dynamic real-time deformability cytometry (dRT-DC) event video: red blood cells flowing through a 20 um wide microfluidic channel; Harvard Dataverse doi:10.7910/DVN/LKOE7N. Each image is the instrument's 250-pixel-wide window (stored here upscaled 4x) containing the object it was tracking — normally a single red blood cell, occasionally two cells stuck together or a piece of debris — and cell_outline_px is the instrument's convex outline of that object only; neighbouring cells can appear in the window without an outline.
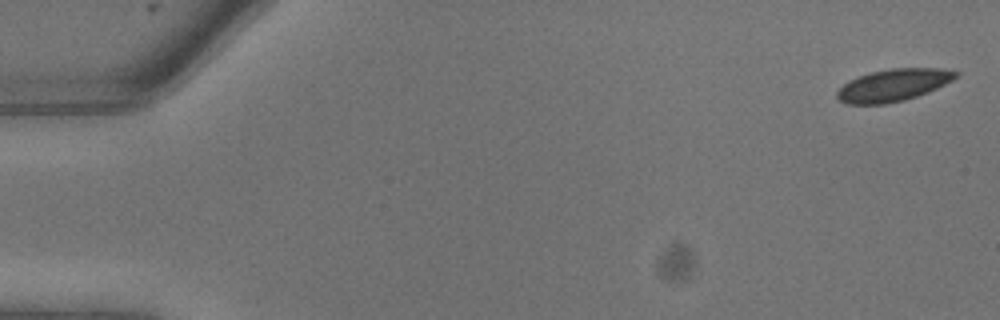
{"species": "common noctule bat (a hibernating species)", "species_latin": "Nyctalus noctula", "temperature_condition": "warm", "stored_images_in_passage": 9, "camera_frame_rate_fps": 3000, "um_per_image_px": 0.085, "animal": {"sex": "male", "body_mass_g": 13.3}, "frame": {"image": 1, "passage_image": 1, "time_ms": 0.0, "image_size_px": [1000, 320], "cell_outline_px": [[960, 76], [928, 92], [904, 100], [884, 104], [844, 104], [836, 96], [836, 92], [848, 80], [872, 72], [892, 68], [940, 68], [960, 72]], "centroid_in_image_um": [75.94, 7.23], "position_along_channel_um": 9.1, "area_um2": 22.2}}
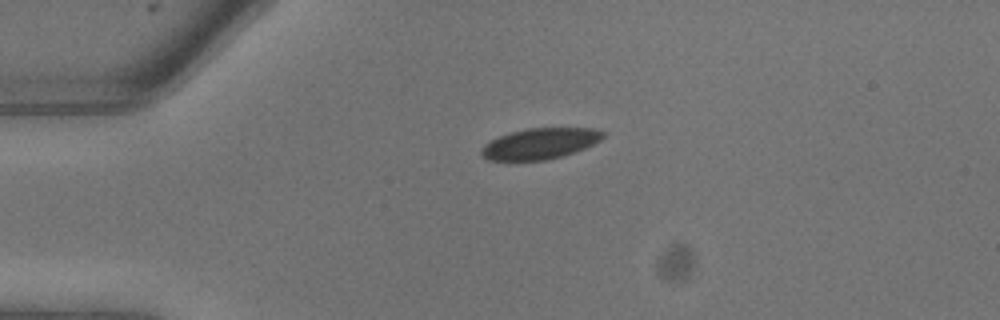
{"frame": {"image": 2, "passage_image": 6, "time_ms": 1.667, "image_size_px": [1000, 320], "cell_outline_px": [[604, 136], [600, 140], [584, 148], [560, 156], [544, 160], [488, 160], [480, 156], [480, 152], [484, 144], [508, 132], [528, 128], [600, 128], [604, 132]], "centroid_in_image_um": [45.88, 12.19], "position_along_channel_um": 39.1, "area_um2": 21.79}}
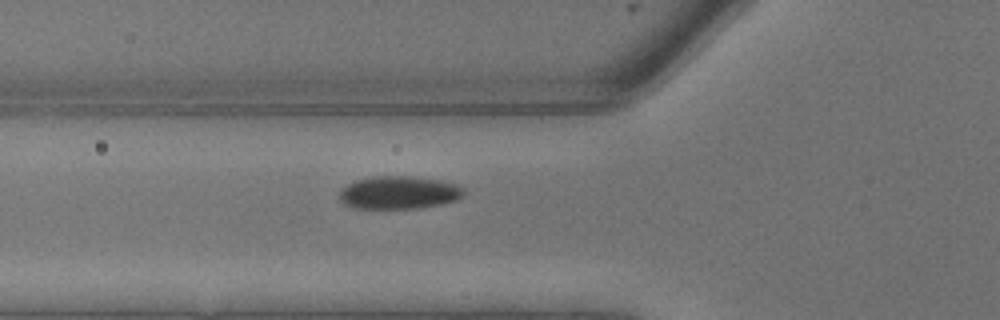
{"frame": {"image": 3, "passage_image": 9, "time_ms": 2.667, "image_size_px": [1000, 320], "cell_outline_px": [[464, 196], [456, 200], [444, 204], [420, 208], [352, 208], [344, 204], [340, 200], [340, 188], [356, 180], [376, 176], [408, 176], [436, 180], [452, 184], [464, 188]], "centroid_in_image_um": [33.88, 16.38], "position_along_channel_um": 91.9, "area_um2": 23.76}}